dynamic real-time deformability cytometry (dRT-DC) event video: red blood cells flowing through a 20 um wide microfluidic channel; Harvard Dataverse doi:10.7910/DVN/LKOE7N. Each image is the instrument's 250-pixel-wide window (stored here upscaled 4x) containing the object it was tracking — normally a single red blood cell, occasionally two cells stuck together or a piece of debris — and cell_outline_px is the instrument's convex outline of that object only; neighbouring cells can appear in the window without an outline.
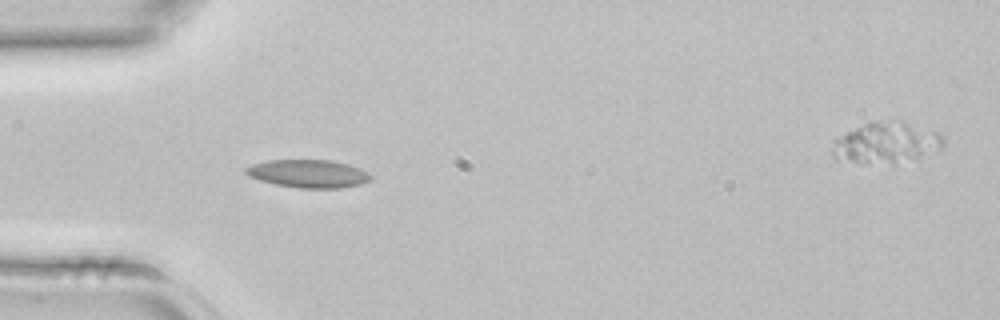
{"species": "common noctule bat (a hibernating species)", "species_latin": "Nyctalus noctula", "temperature_condition": "room temperature", "stored_images_in_passage": 4, "segment_of_instrument_passage": [1, 2], "camera_frame_rate_fps": 3000, "um_per_image_px": 0.085, "animal": {"sex": "female", "body_mass_g": 22.7, "forearm_length_mm": 54.2}, "frame": {"image": 1, "passage_image": 3, "time_ms": 0.667, "image_size_px": [1000, 320], "cell_outline_px": [[372, 180], [360, 184], [340, 188], [300, 188], [276, 184], [260, 180], [248, 176], [244, 172], [244, 168], [252, 164], [268, 160], [332, 160], [348, 164], [360, 168], [368, 172], [372, 176]], "centroid_in_image_um": [26.21, 14.75], "position_along_channel_um": 58.8, "area_um2": 20.46}}